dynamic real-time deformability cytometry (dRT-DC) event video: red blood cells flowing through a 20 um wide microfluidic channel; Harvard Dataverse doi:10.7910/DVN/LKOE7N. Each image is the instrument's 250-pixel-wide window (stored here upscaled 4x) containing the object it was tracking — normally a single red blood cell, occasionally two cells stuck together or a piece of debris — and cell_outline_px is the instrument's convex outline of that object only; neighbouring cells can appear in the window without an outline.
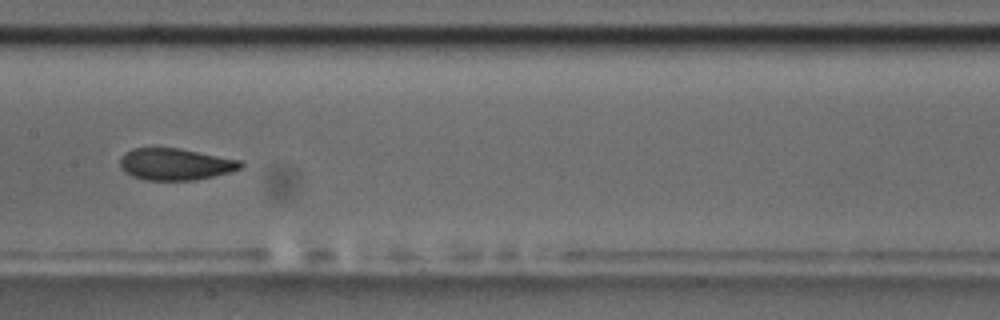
{"species": "common noctule bat (a hibernating species)", "species_latin": "Nyctalus noctula", "temperature_condition": "room temperature", "stored_images_in_passage": 10, "camera_frame_rate_fps": 3000, "um_per_image_px": 0.085, "animal": {"sex": "male", "body_mass_g": 17.5, "forearm_length_mm": 52.3}, "frame": {"image": 1, "passage_image": 4, "time_ms": 3.333, "image_size_px": [1000, 320], "cell_outline_px": [[244, 164], [240, 168], [228, 172], [196, 180], [144, 180], [132, 176], [124, 172], [120, 168], [120, 156], [124, 152], [132, 148], [180, 148], [240, 160]], "centroid_in_image_um": [14.84, 13.95], "position_along_channel_um": 192.6, "area_um2": 22.37}}
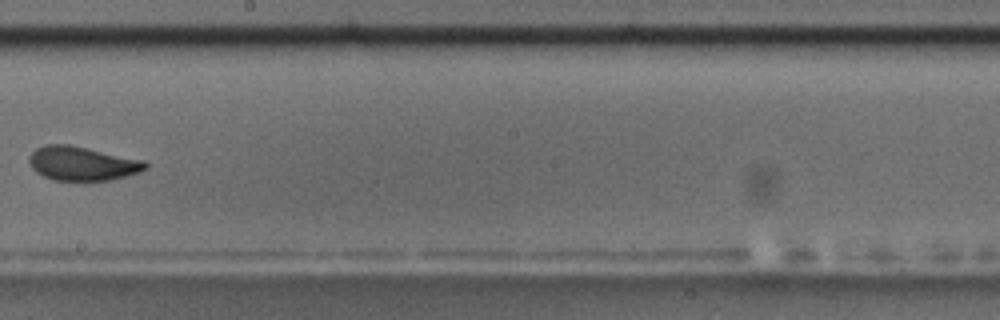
{"frame": {"image": 2, "passage_image": 5, "time_ms": 4.667, "image_size_px": [1000, 320], "cell_outline_px": [[148, 168], [140, 172], [108, 180], [52, 180], [36, 172], [32, 168], [28, 160], [28, 156], [36, 148], [44, 144], [68, 144], [144, 160], [148, 164]], "centroid_in_image_um": [6.96, 13.89], "position_along_channel_um": 241.2, "area_um2": 23.0}}
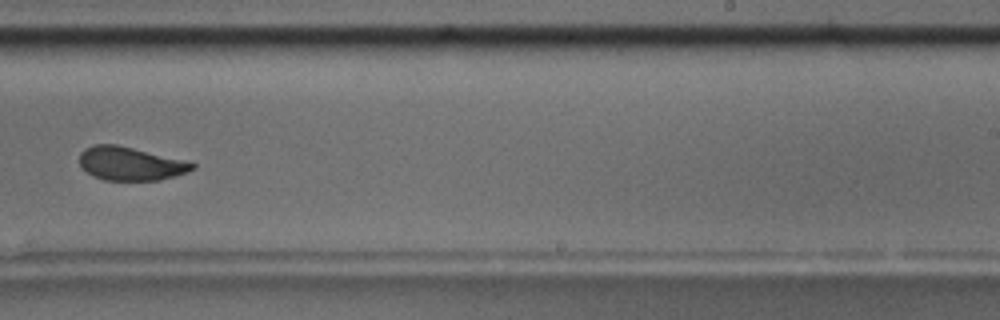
{"frame": {"image": 3, "passage_image": 6, "time_ms": 5.667, "image_size_px": [1000, 320], "cell_outline_px": [[196, 168], [188, 172], [176, 176], [160, 180], [104, 180], [92, 176], [80, 164], [80, 152], [84, 148], [92, 144], [116, 144], [192, 160], [196, 164]], "centroid_in_image_um": [11.17, 13.89], "position_along_channel_um": 277.8, "area_um2": 22.6}}